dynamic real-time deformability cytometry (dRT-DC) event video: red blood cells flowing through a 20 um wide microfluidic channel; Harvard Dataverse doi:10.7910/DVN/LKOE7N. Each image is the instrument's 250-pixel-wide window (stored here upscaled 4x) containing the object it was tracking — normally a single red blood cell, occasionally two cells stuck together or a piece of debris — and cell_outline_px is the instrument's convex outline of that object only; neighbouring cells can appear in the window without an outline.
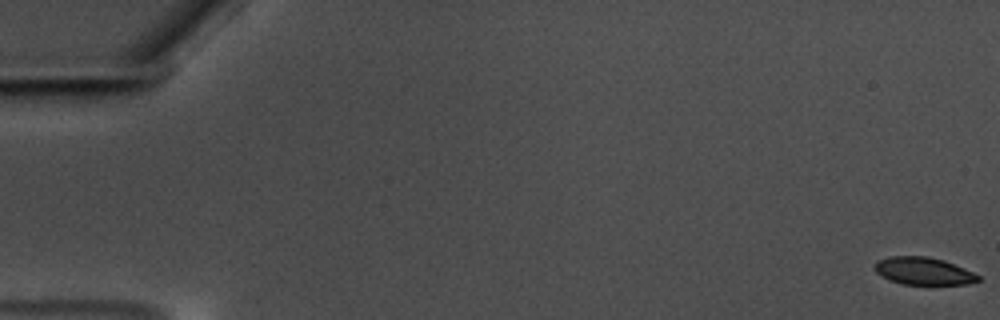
{"species": "common noctule bat (a hibernating species)", "species_latin": "Nyctalus noctula", "temperature_condition": "warm", "stored_images_in_passage": 60, "camera_frame_rate_fps": 3000, "um_per_image_px": 0.085, "animal": {"sex": "male", "body_mass_g": 17.5, "forearm_length_mm": 52.3}, "frame": {"image": 1, "passage_image": 1, "time_ms": 0.0, "image_size_px": [1000, 320], "cell_outline_px": [[980, 280], [968, 284], [904, 284], [888, 280], [876, 272], [872, 268], [880, 260], [892, 256], [928, 256], [944, 260], [964, 268], [980, 276]], "centroid_in_image_um": [78.5, 23.04], "position_along_channel_um": 6.5, "area_um2": 16.47}}
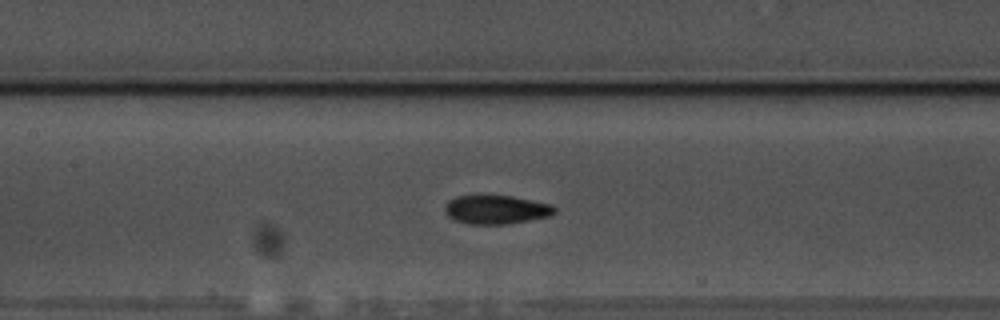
{"frame": {"image": 2, "passage_image": 29, "time_ms": 9.333, "image_size_px": [1000, 320], "cell_outline_px": [[556, 212], [548, 216], [508, 224], [468, 224], [456, 220], [448, 216], [444, 212], [444, 208], [448, 200], [456, 196], [476, 192], [480, 192], [512, 196], [552, 204], [556, 208]], "centroid_in_image_um": [42.11, 17.76], "position_along_channel_um": 165.3, "area_um2": 19.19}}
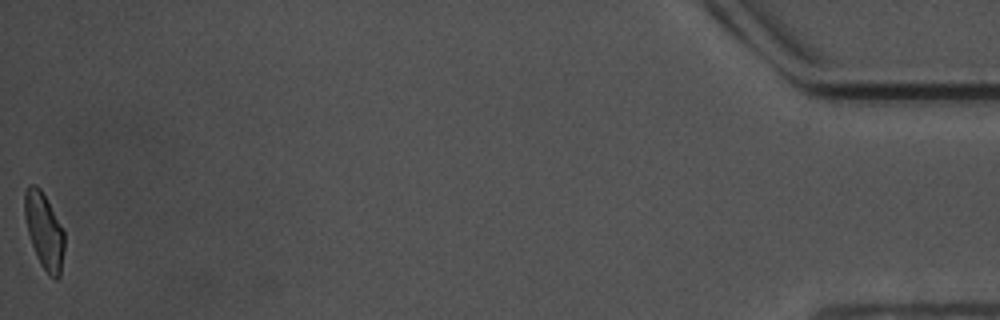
{"frame": {"image": 3, "passage_image": 60, "time_ms": 19.667, "image_size_px": [1000, 320], "cell_outline_px": [[64, 248], [60, 276], [56, 280], [40, 264], [36, 256], [28, 232], [24, 216], [24, 192], [28, 184], [36, 184], [40, 188], [64, 232]], "centroid_in_image_um": [3.73, 19.6], "position_along_channel_um": 431.5, "area_um2": 17.28}, "authors_computed_cell_mechanics": {"area_um2": 18.3515, "velocity_mm_per_s": 3.5104, "shape_relaxation_time_tau1_ms": 5.2039, "shape_relaxation_time_tau2_ms": 1.1077, "deformation_change_tau1": 0.158, "deformation_change_tau2": 0.0633}}